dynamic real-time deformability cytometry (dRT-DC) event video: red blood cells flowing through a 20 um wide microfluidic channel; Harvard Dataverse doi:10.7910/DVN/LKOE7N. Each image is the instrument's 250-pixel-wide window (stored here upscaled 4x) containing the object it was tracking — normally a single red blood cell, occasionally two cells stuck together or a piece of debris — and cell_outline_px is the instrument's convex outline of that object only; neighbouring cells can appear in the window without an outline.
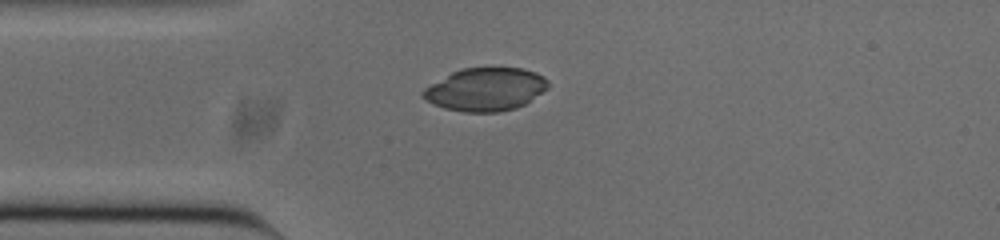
{"species": "common noctule bat (a hibernating species)", "species_latin": "Nyctalus noctula", "temperature_condition": "cold", "stored_images_in_passage": 41, "camera_frame_rate_fps": 3000, "um_per_image_px": 0.085, "animal": {"sex": "male", "body_mass_g": 20.0, "forearm_length_mm": 53.3}, "frame": {"image": 1, "passage_image": 1, "time_ms": 0.0, "image_size_px": [1000, 240], "cell_outline_px": [[548, 88], [524, 104], [516, 108], [500, 112], [464, 112], [444, 108], [432, 104], [420, 96], [420, 92], [424, 88], [452, 72], [464, 68], [520, 68], [536, 72], [544, 76], [548, 80]], "centroid_in_image_um": [41.25, 7.6], "position_along_channel_um": 43.7, "area_um2": 31.39}}